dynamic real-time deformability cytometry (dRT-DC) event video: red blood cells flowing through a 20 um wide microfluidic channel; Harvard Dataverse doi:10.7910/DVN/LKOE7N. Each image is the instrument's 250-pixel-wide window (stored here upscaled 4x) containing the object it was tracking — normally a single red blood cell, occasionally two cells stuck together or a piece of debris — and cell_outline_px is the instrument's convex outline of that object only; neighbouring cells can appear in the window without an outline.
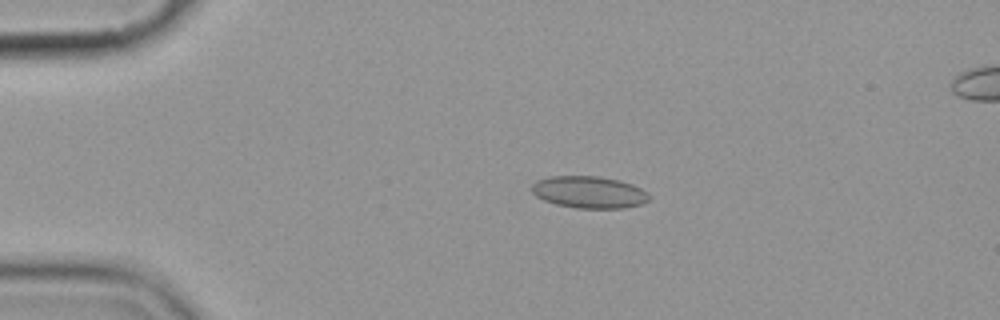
{"species": "common noctule bat (a hibernating species)", "species_latin": "Nyctalus noctula", "temperature_condition": "cold", "stored_images_in_passage": 3, "camera_frame_rate_fps": 3000, "um_per_image_px": 0.085, "animal": {"sex": "female", "body_mass_g": 19.9}, "frame": {"image": 1, "passage_image": 1, "time_ms": 0.0, "image_size_px": [1000, 320], "cell_outline_px": [[648, 200], [640, 204], [624, 208], [576, 208], [556, 204], [544, 200], [536, 196], [532, 192], [532, 184], [536, 180], [548, 176], [596, 176], [620, 180], [632, 184], [648, 192]], "centroid_in_image_um": [50.04, 16.33], "position_along_channel_um": 35.0, "area_um2": 21.85}}